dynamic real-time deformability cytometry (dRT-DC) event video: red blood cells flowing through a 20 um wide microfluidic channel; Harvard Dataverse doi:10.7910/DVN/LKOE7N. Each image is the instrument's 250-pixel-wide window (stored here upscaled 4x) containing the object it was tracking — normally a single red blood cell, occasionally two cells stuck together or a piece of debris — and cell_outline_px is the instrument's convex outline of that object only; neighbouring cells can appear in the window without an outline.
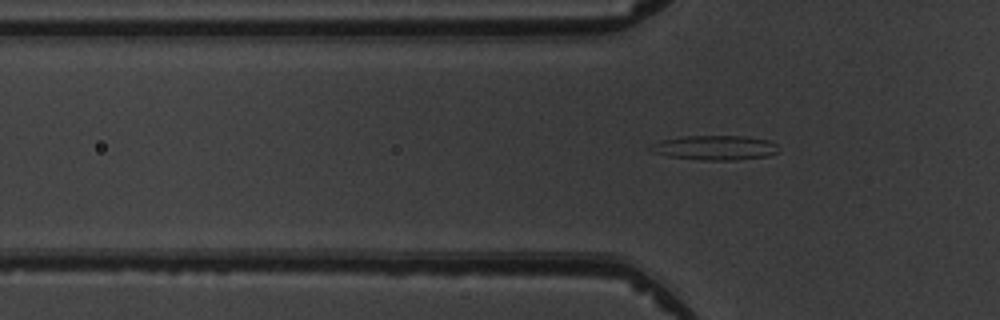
{"species": "common noctule bat (a hibernating species)", "species_latin": "Nyctalus noctula", "temperature_condition": "warm", "stored_images_in_passage": 6, "camera_frame_rate_fps": 3000, "um_per_image_px": 0.085, "animal": {"sex": "male", "body_mass_g": 19.5, "forearm_length_mm": 54.6}, "frame": {"image": 1, "passage_image": 6, "time_ms": 6.333, "image_size_px": [1000, 320], "cell_outline_px": [[780, 152], [768, 156], [736, 160], [700, 160], [668, 156], [652, 152], [648, 148], [652, 144], [660, 140], [680, 136], [748, 136], [768, 140], [776, 144]], "centroid_in_image_um": [60.77, 12.55], "position_along_channel_um": 65.0, "area_um2": 18.55}}